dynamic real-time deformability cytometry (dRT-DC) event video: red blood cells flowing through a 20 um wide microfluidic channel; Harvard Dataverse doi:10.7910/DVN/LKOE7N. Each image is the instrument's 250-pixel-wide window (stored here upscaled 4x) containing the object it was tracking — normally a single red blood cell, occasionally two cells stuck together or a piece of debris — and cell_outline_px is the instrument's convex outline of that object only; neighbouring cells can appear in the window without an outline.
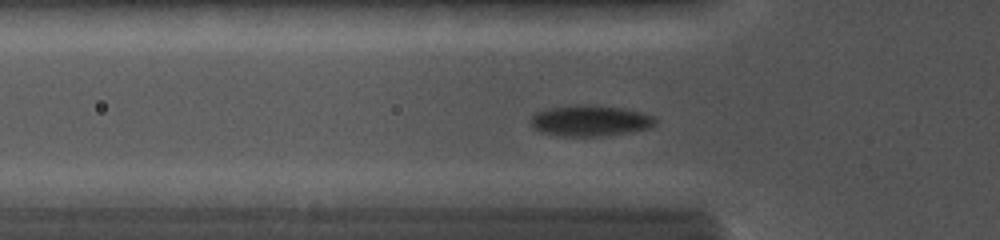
{"species": "common noctule bat (a hibernating species)", "species_latin": "Nyctalus noctula", "temperature_condition": "cold", "stored_images_in_passage": 30, "camera_frame_rate_fps": 5000, "um_per_image_px": 0.085, "animal": {"sex": "female", "body_mass_g": 19.0, "forearm_length_mm": 56.7}, "frame": {"image": 1, "passage_image": 7, "time_ms": 2.0, "image_size_px": [1000, 240], "cell_outline_px": [[656, 124], [652, 128], [600, 136], [560, 136], [540, 132], [532, 124], [532, 116], [536, 112], [544, 108], [572, 104], [596, 104], [624, 108], [640, 112], [652, 116], [656, 120]], "centroid_in_image_um": [50.15, 10.23], "position_along_channel_um": 75.6, "area_um2": 22.72}}
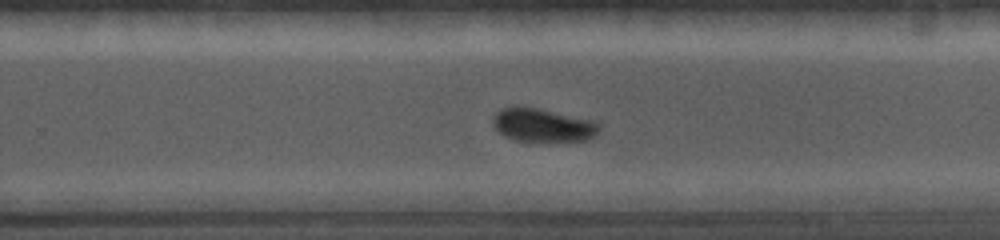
{"frame": {"image": 2, "passage_image": 20, "time_ms": 6.8, "image_size_px": [1000, 240], "cell_outline_px": [[600, 132], [588, 140], [548, 144], [516, 140], [504, 136], [492, 124], [492, 120], [496, 112], [504, 108], [536, 108], [592, 120], [600, 124]], "centroid_in_image_um": [46.2, 10.71], "position_along_channel_um": 283.6, "area_um2": 21.04}}
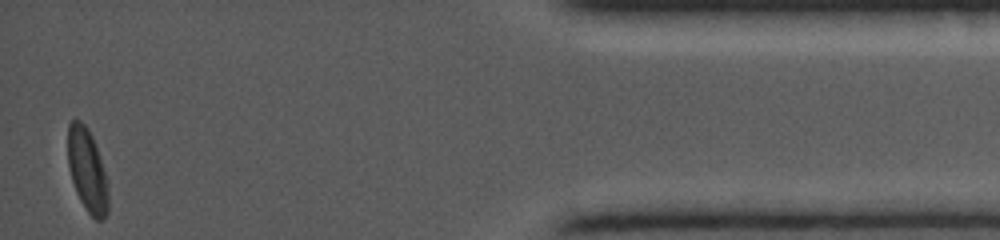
{"frame": {"image": 3, "passage_image": 30, "time_ms": 11.4, "image_size_px": [1000, 240], "cell_outline_px": [[108, 212], [100, 220], [96, 220], [84, 208], [76, 192], [72, 180], [68, 164], [68, 124], [72, 120], [80, 120], [84, 124], [92, 136], [108, 180]], "centroid_in_image_um": [7.42, 14.49], "position_along_channel_um": 427.8, "area_um2": 19.54}}